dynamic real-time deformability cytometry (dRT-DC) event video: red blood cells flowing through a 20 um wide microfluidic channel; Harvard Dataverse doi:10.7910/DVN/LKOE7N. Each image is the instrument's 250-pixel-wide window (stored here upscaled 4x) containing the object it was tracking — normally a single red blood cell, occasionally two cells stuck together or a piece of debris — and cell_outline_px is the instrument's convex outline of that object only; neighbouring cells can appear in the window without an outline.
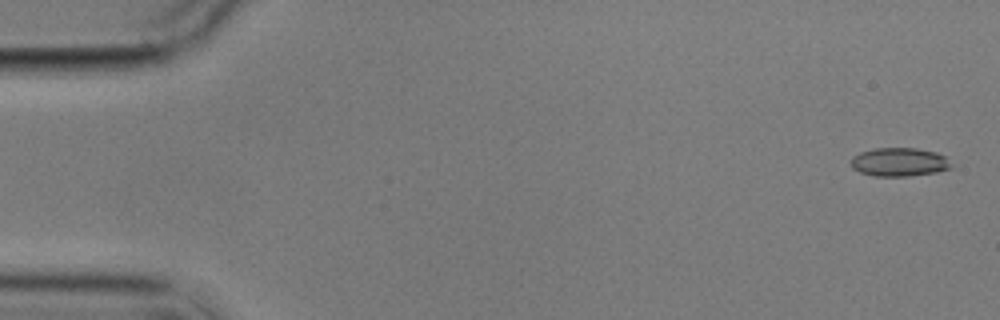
{"species": "common noctule bat (a hibernating species)", "species_latin": "Nyctalus noctula", "temperature_condition": "cold", "stored_images_in_passage": 8, "camera_frame_rate_fps": 3000, "um_per_image_px": 0.085, "animal": {"sex": "male", "body_mass_g": 17.9}, "frame": {"image": 1, "passage_image": 1, "time_ms": 0.0, "image_size_px": [1000, 320], "cell_outline_px": [[952, 168], [936, 172], [908, 176], [872, 176], [860, 172], [852, 168], [852, 156], [860, 152], [872, 148], [916, 148], [936, 152], [944, 156]], "centroid_in_image_um": [76.4, 13.77], "position_along_channel_um": 8.6, "area_um2": 16.65}}
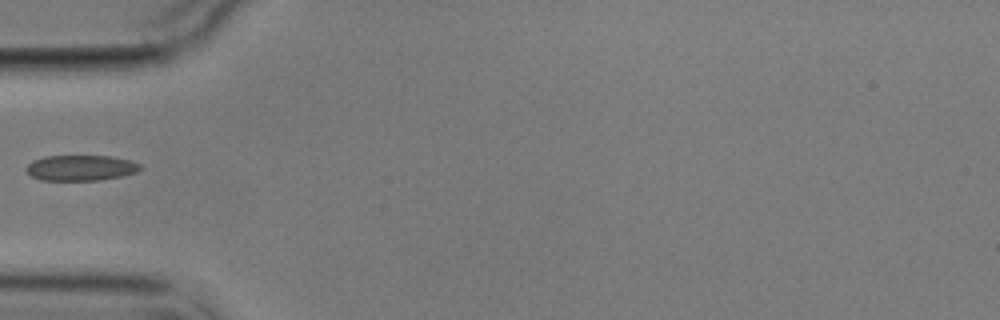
{"frame": {"image": 2, "passage_image": 6, "time_ms": 5.667, "image_size_px": [1000, 320], "cell_outline_px": [[144, 168], [136, 172], [120, 176], [100, 180], [40, 180], [32, 176], [24, 168], [32, 160], [44, 156], [112, 156], [128, 160], [140, 164]], "centroid_in_image_um": [6.85, 14.26], "position_along_channel_um": 78.1, "area_um2": 16.99}}
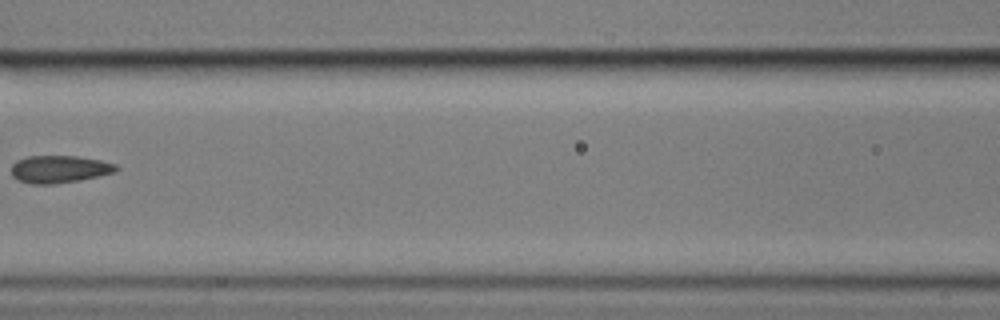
{"frame": {"image": 3, "passage_image": 8, "time_ms": 8.0, "image_size_px": [1000, 320], "cell_outline_px": [[120, 168], [116, 172], [80, 180], [56, 184], [32, 184], [16, 180], [12, 176], [12, 164], [16, 160], [28, 156], [76, 156], [100, 160], [116, 164]], "centroid_in_image_um": [5.04, 14.38], "position_along_channel_um": 161.6, "area_um2": 16.94}}